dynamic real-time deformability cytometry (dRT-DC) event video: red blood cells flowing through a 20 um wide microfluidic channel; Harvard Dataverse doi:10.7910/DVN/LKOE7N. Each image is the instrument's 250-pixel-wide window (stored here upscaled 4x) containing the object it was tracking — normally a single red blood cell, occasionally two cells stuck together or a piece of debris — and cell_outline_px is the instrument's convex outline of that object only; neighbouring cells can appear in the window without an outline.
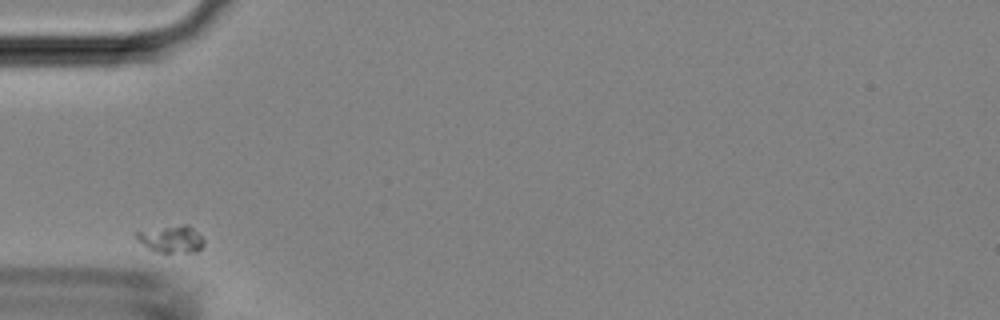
{"species": "Egyptian fruit bat (a non-hibernating species)", "species_latin": "Rousettus aegyptiacus", "temperature_condition": "room temperature", "stored_images_in_passage": 27, "camera_frame_rate_fps": 3000, "um_per_image_px": 0.085, "animal": {"sex": "female"}, "frame": {"image": 1, "passage_image": 1, "time_ms": 0.0, "image_size_px": [1000, 320], "cell_outline_px": [[204, 244], [196, 252], [156, 252], [148, 248], [136, 236], [136, 232], [184, 224], [188, 224], [204, 240]], "centroid_in_image_um": [14.61, 20.33], "position_along_channel_um": 70.4, "area_um2": 10.23}}
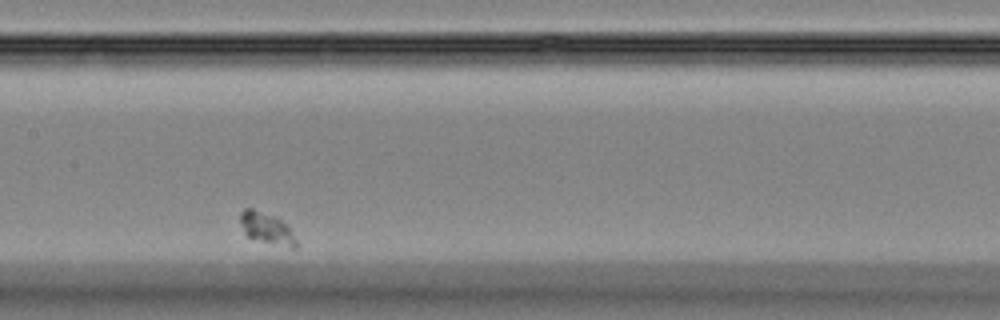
{"frame": {"image": 2, "passage_image": 11, "time_ms": 3.333, "image_size_px": [1000, 320], "cell_outline_px": [[296, 252], [248, 236], [244, 232], [240, 224], [240, 212], [244, 208], [252, 208], [272, 216], [280, 220], [288, 228], [296, 240]], "centroid_in_image_um": [22.67, 19.45], "position_along_channel_um": 184.7, "area_um2": 10.17}}
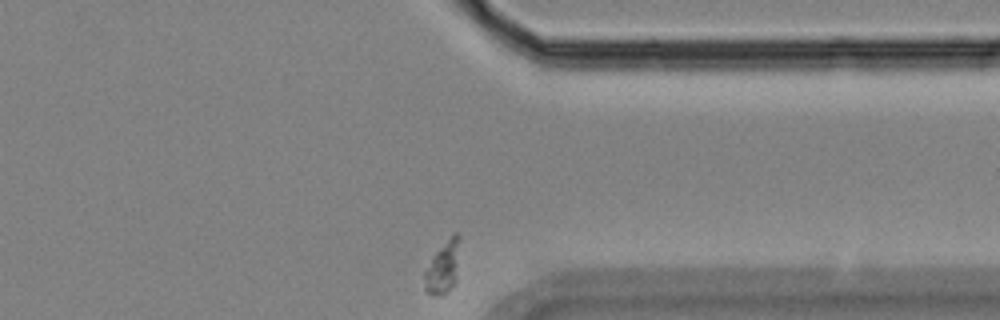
{"frame": {"image": 3, "passage_image": 27, "time_ms": 8.667, "image_size_px": [1000, 320], "cell_outline_px": [[460, 236], [456, 284], [448, 292], [440, 296], [436, 296], [428, 292], [424, 288], [424, 272], [436, 252], [452, 232], [456, 232]], "centroid_in_image_um": [37.68, 22.73], "position_along_channel_um": 373.7, "area_um2": 10.92}}